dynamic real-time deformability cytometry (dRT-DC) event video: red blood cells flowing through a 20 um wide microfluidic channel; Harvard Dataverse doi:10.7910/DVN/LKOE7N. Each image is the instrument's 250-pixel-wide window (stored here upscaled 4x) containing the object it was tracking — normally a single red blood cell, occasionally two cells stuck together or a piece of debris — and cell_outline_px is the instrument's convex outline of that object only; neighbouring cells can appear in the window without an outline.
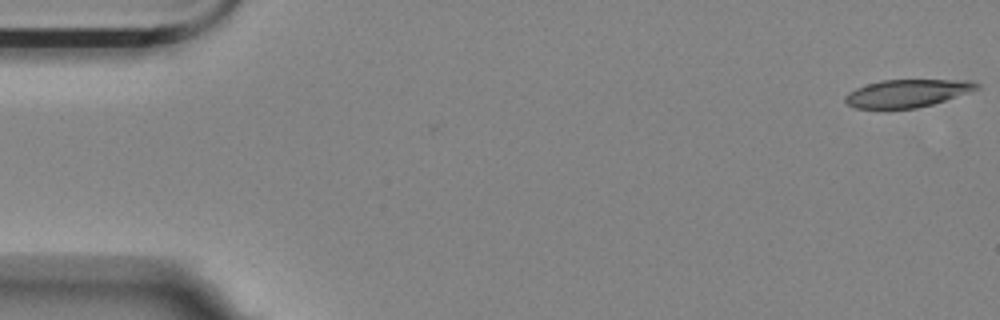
{"species": "Egyptian fruit bat (a non-hibernating species)", "species_latin": "Rousettus aegyptiacus", "temperature_condition": "room temperature", "stored_images_in_passage": 56, "camera_frame_rate_fps": 3000, "um_per_image_px": 0.085, "animal": {"sex": "female"}, "frame": {"image": 1, "passage_image": 1, "time_ms": 0.0, "image_size_px": [1000, 320], "cell_outline_px": [[980, 88], [932, 104], [916, 108], [856, 108], [848, 104], [844, 100], [844, 96], [848, 92], [856, 88], [880, 80], [972, 80], [980, 84]], "centroid_in_image_um": [77.1, 7.91], "position_along_channel_um": 7.9, "area_um2": 21.04}}
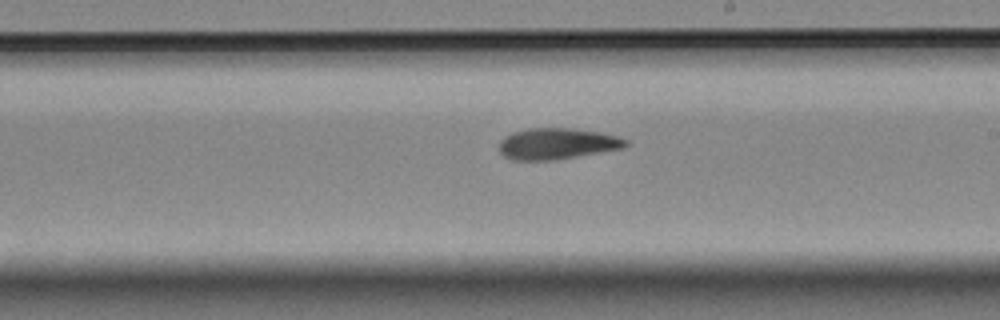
{"frame": {"image": 2, "passage_image": 32, "time_ms": 10.333, "image_size_px": [1000, 320], "cell_outline_px": [[628, 144], [624, 148], [552, 160], [512, 160], [504, 156], [500, 152], [500, 140], [504, 136], [512, 132], [528, 128], [568, 128], [596, 132], [620, 136], [628, 140]], "centroid_in_image_um": [47.33, 12.21], "position_along_channel_um": 241.7, "area_um2": 22.89}}
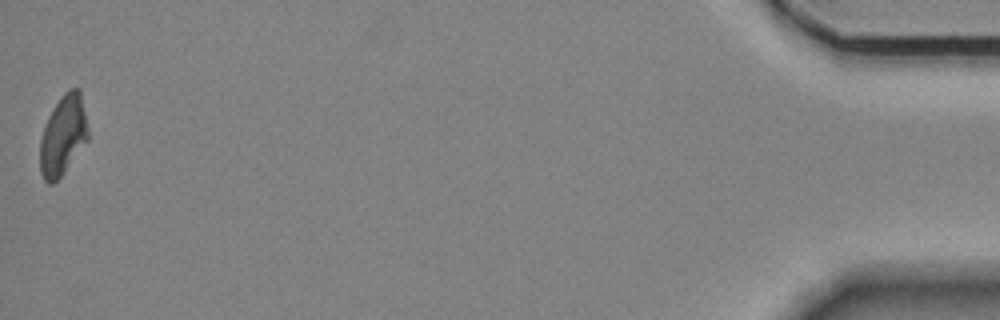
{"frame": {"image": 3, "passage_image": 56, "time_ms": 18.333, "image_size_px": [1000, 320], "cell_outline_px": [[88, 140], [64, 172], [52, 184], [48, 184], [44, 180], [40, 172], [40, 140], [48, 116], [60, 96], [68, 88], [80, 88], [88, 132]], "centroid_in_image_um": [5.35, 11.49], "position_along_channel_um": 429.8, "area_um2": 22.25}, "authors_computed_cell_mechanics": {"area_um2": 22.9177, "velocity_mm_per_s": 3.5373, "shape_relaxation_time_tau1_ms": null, "shape_relaxation_time_tau2_ms": 7.4301, "deformation_change_tau1": null, "deformation_change_tau2": 0.1601}}